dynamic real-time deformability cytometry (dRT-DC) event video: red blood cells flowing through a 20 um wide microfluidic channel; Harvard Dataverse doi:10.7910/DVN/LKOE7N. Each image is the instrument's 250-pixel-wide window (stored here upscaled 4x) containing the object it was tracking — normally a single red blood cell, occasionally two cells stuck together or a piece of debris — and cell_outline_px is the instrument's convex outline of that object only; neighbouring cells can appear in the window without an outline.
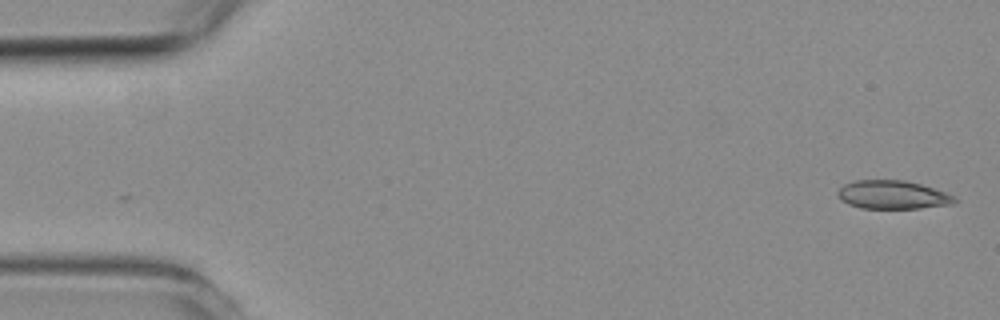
{"species": "common noctule bat (a hibernating species)", "species_latin": "Nyctalus noctula", "temperature_condition": "room temperature", "stored_images_in_passage": 3, "camera_frame_rate_fps": 3000, "um_per_image_px": 0.085, "animal": {"sex": "female", "body_mass_g": 19.3, "forearm_length_mm": 54.1}, "frame": {"image": 1, "passage_image": 1, "time_ms": 0.0, "image_size_px": [1000, 320], "cell_outline_px": [[960, 200], [952, 204], [920, 208], [860, 208], [848, 204], [840, 200], [836, 196], [836, 192], [844, 184], [856, 180], [904, 180], [920, 184], [944, 192]], "centroid_in_image_um": [75.82, 16.56], "position_along_channel_um": 9.2, "area_um2": 19.36}}